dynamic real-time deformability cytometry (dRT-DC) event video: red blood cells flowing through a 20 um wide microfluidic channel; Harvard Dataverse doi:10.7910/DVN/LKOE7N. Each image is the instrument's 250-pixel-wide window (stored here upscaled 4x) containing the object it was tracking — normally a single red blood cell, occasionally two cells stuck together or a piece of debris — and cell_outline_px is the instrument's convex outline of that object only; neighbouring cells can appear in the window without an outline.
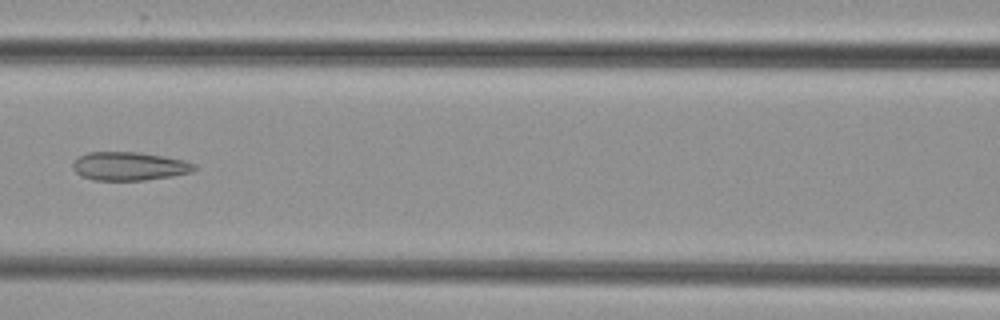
{"species": "common noctule bat (a hibernating species)", "species_latin": "Nyctalus noctula", "temperature_condition": "cold", "stored_images_in_passage": 7, "camera_frame_rate_fps": 3000, "um_per_image_px": 0.085, "animal": {"sex": "female", "body_mass_g": 29.2, "forearm_length_mm": 56.3}, "frame": {"image": 1, "passage_image": 7, "time_ms": 7.0, "image_size_px": [1000, 320], "cell_outline_px": [[196, 168], [192, 172], [172, 176], [144, 180], [92, 180], [80, 176], [72, 168], [72, 164], [80, 156], [88, 152], [140, 152], [164, 156], [184, 160], [196, 164]], "centroid_in_image_um": [10.99, 14.13], "position_along_channel_um": 155.6, "area_um2": 20.23}}